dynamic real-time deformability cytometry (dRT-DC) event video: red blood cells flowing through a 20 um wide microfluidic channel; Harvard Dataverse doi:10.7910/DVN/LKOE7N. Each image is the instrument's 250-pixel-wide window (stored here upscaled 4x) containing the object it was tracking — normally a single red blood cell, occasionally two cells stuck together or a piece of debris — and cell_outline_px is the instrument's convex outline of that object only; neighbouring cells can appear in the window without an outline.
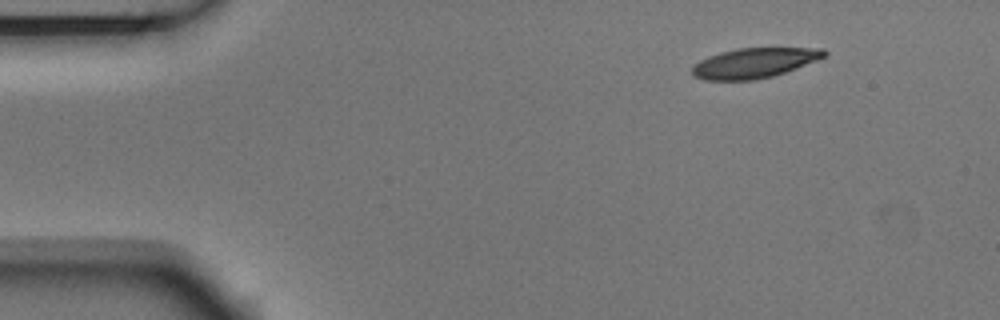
{"species": "Egyptian fruit bat (a non-hibernating species)", "species_latin": "Rousettus aegyptiacus", "temperature_condition": "room temperature", "stored_images_in_passage": 4, "camera_frame_rate_fps": 3000, "um_per_image_px": 0.085, "animal": {"sex": "male"}, "frame": {"image": 1, "passage_image": 1, "time_ms": 0.0, "image_size_px": [1000, 320], "cell_outline_px": [[828, 52], [824, 56], [816, 60], [784, 72], [772, 76], [752, 80], [704, 80], [692, 76], [692, 68], [700, 60], [708, 56], [720, 52], [736, 48], [824, 48]], "centroid_in_image_um": [64.07, 5.35], "position_along_channel_um": 20.9, "area_um2": 22.89}}
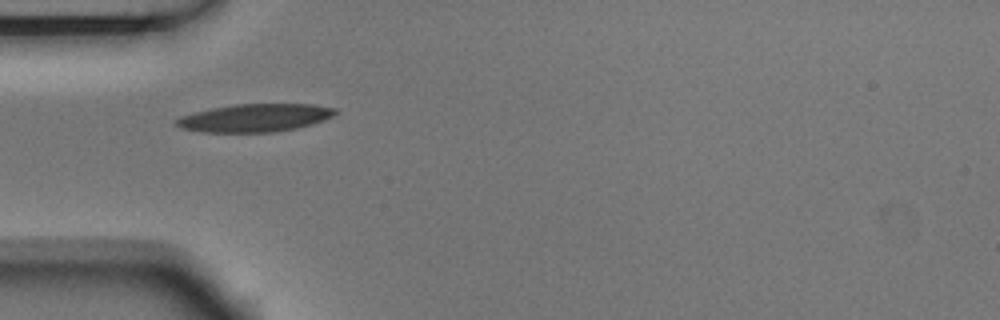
{"frame": {"image": 2, "passage_image": 3, "time_ms": 0.667, "image_size_px": [1000, 320], "cell_outline_px": [[340, 112], [324, 120], [312, 124], [296, 128], [276, 132], [204, 132], [180, 128], [172, 124], [180, 116], [212, 108], [236, 104], [312, 104], [336, 108]], "centroid_in_image_um": [21.68, 10.02], "position_along_channel_um": 63.3, "area_um2": 25.95}}
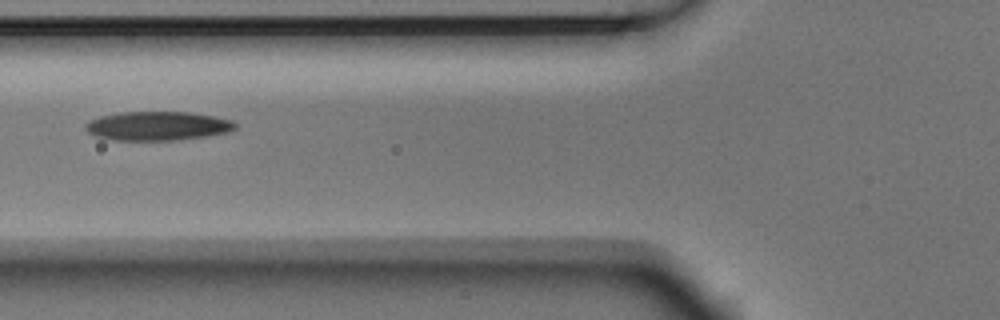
{"frame": {"image": 3, "passage_image": 4, "time_ms": 1.0, "image_size_px": [1000, 320], "cell_outline_px": [[236, 128], [232, 132], [208, 136], [176, 140], [112, 140], [96, 136], [88, 132], [84, 128], [84, 124], [100, 116], [120, 112], [188, 112], [216, 116], [232, 120], [236, 124]], "centroid_in_image_um": [13.43, 10.71], "position_along_channel_um": 112.4, "area_um2": 25.49}}